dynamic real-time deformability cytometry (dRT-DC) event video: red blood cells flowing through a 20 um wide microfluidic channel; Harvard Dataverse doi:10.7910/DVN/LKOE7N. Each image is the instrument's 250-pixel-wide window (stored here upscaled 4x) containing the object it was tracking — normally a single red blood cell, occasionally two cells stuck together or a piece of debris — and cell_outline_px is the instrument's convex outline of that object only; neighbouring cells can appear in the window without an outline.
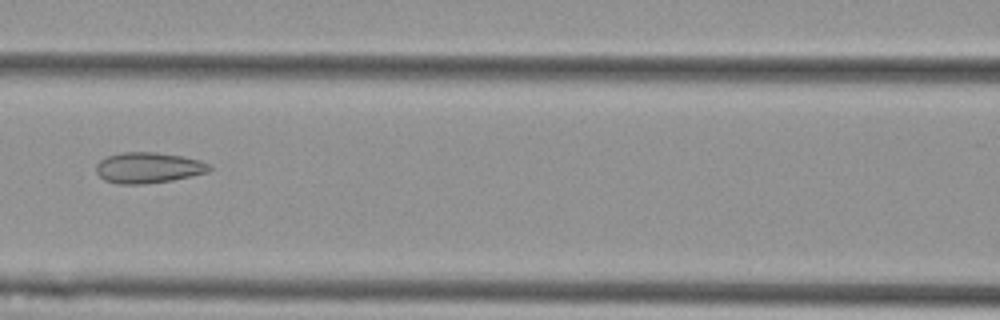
{"species": "Egyptian fruit bat (a non-hibernating species)", "species_latin": "Rousettus aegyptiacus", "temperature_condition": "cold", "stored_images_in_passage": 6, "camera_frame_rate_fps": 3000, "um_per_image_px": 0.085, "animal": {"sex": "female"}, "frame": {"image": 1, "passage_image": 6, "time_ms": 1.667, "image_size_px": [1000, 320], "cell_outline_px": [[212, 168], [208, 172], [172, 180], [144, 184], [120, 184], [104, 180], [96, 172], [96, 164], [100, 160], [108, 156], [120, 152], [156, 152], [184, 156], [200, 160], [212, 164]], "centroid_in_image_um": [12.63, 14.25], "position_along_channel_um": 154.0, "area_um2": 20.46}}